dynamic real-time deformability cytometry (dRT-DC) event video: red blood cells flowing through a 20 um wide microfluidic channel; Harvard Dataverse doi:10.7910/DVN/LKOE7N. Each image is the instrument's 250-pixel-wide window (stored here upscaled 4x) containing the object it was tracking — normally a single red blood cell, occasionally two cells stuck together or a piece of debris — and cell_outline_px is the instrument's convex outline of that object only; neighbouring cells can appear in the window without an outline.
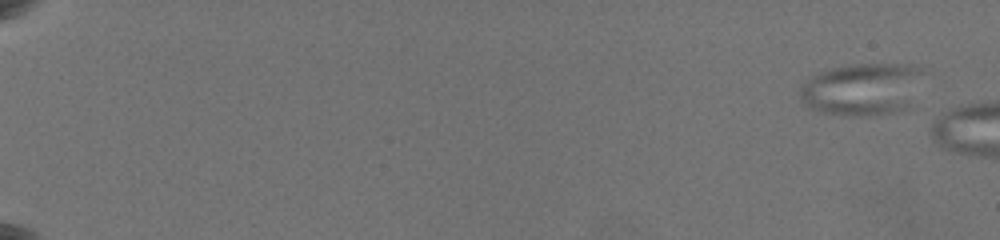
{"species": "common noctule bat (a hibernating species)", "species_latin": "Nyctalus noctula", "temperature_condition": "warm", "stored_images_in_passage": 18, "camera_frame_rate_fps": 3000, "um_per_image_px": 0.085, "animal": {"sex": "female", "body_mass_g": 19.5, "forearm_length_mm": 54.1}, "frame": {"image": 1, "passage_image": 1, "time_ms": 0.0, "image_size_px": [1000, 240], "cell_outline_px": [[920, 72], [904, 108], [896, 112], [864, 116], [848, 116], [824, 112], [812, 108], [800, 96], [800, 88], [812, 76], [832, 68], [860, 64], [900, 64], [920, 68]], "centroid_in_image_um": [73.18, 7.59], "position_along_channel_um": 11.8, "area_um2": 35.78}}